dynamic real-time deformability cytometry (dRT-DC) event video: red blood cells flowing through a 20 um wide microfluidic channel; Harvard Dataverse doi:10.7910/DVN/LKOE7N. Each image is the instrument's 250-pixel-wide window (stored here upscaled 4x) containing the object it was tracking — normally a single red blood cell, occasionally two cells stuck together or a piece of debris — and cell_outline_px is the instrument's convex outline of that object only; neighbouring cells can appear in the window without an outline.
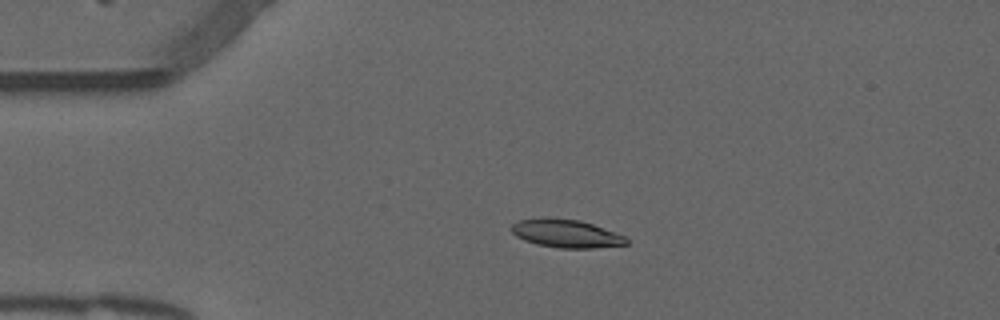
{"species": "common noctule bat (a hibernating species)", "species_latin": "Nyctalus noctula", "temperature_condition": "warm", "stored_images_in_passage": 42, "camera_frame_rate_fps": 3000, "um_per_image_px": 0.085, "animal": {"sex": "male", "forearm_length_mm": 52.5}, "frame": {"image": 1, "passage_image": 1, "time_ms": 0.0, "image_size_px": [1000, 320], "cell_outline_px": [[628, 244], [592, 248], [560, 248], [536, 244], [524, 240], [516, 236], [512, 232], [512, 224], [520, 220], [548, 216], [580, 220], [592, 224], [624, 236], [628, 240]], "centroid_in_image_um": [48.08, 19.83], "position_along_channel_um": 36.9, "area_um2": 18.84}}
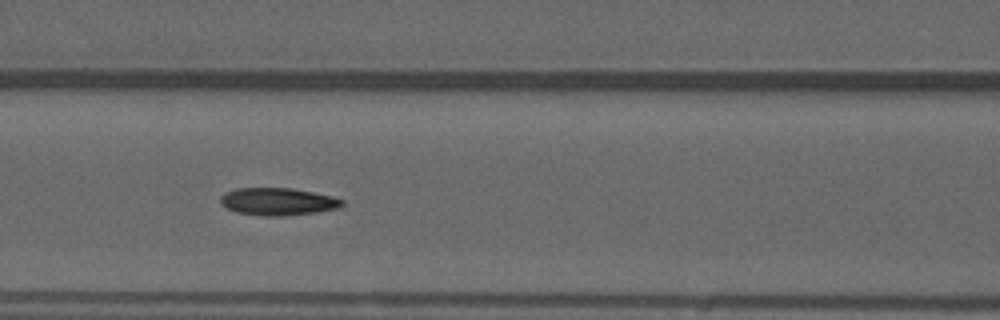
{"frame": {"image": 2, "passage_image": 12, "time_ms": 3.667, "image_size_px": [1000, 320], "cell_outline_px": [[344, 204], [340, 208], [316, 212], [284, 216], [264, 216], [236, 212], [220, 204], [220, 196], [236, 188], [292, 188], [332, 196], [344, 200]], "centroid_in_image_um": [23.64, 17.14], "position_along_channel_um": 143.0, "area_um2": 19.48}}
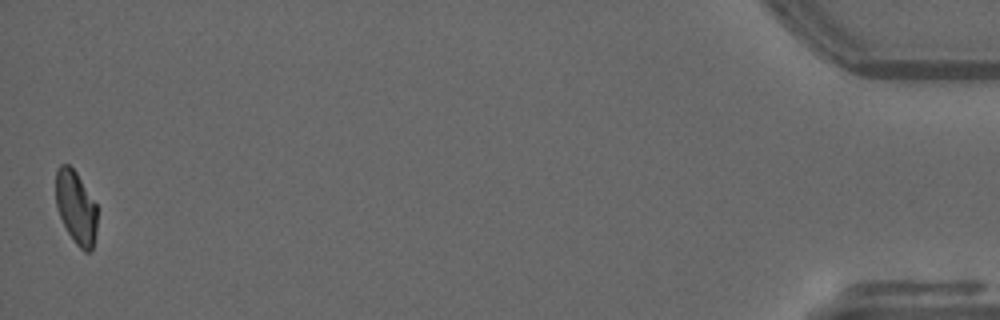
{"frame": {"image": 3, "passage_image": 42, "time_ms": 13.667, "image_size_px": [1000, 320], "cell_outline_px": [[96, 232], [92, 252], [84, 252], [76, 244], [68, 232], [60, 216], [56, 204], [56, 168], [60, 164], [68, 164], [76, 172], [96, 204]], "centroid_in_image_um": [6.46, 17.64], "position_along_channel_um": 428.7, "area_um2": 17.51}, "authors_computed_cell_mechanics": {"area_um2": 19.074, "velocity_mm_per_s": 3.8449, "shape_relaxation_time_tau1_ms": 9.1363, "shape_relaxation_time_tau2_ms": 2.51, "deformation_change_tau1": 0.2474, "deformation_change_tau2": 0.0825}}